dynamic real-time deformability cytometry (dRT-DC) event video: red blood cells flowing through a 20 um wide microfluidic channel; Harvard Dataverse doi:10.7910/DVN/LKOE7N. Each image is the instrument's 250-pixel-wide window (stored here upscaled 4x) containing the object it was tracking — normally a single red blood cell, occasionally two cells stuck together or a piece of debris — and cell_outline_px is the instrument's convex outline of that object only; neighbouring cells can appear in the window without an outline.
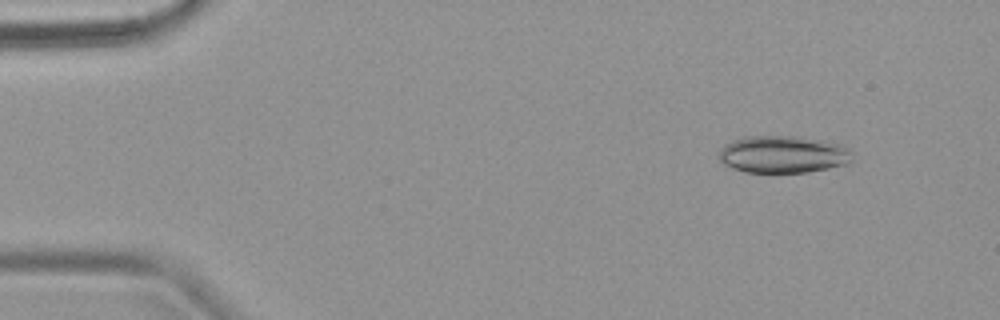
{"species": "common noctule bat (a hibernating species)", "species_latin": "Nyctalus noctula", "temperature_condition": "warm", "stored_images_in_passage": 3, "camera_frame_rate_fps": 3000, "um_per_image_px": 0.085, "animal": {"sex": "female", "body_mass_g": 18.4}, "frame": {"image": 1, "passage_image": 1, "time_ms": 0.0, "image_size_px": [1000, 320], "cell_outline_px": [[852, 160], [848, 164], [808, 172], [744, 172], [732, 168], [724, 164], [720, 160], [720, 148], [724, 144], [732, 140], [744, 136], [800, 136], [824, 140], [840, 144], [848, 148], [852, 152]], "centroid_in_image_um": [66.57, 13.11], "position_along_channel_um": 18.4, "area_um2": 29.25}}